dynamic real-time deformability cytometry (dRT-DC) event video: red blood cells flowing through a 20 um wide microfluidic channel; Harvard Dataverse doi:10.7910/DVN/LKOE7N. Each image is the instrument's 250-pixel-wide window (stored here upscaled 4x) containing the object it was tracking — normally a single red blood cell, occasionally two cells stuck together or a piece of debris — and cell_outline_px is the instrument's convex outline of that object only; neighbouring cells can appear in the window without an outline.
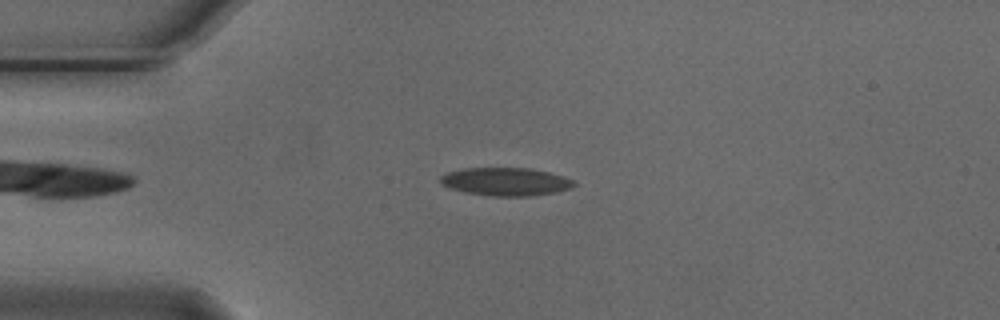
{"species": "Egyptian fruit bat (a non-hibernating species)", "species_latin": "Rousettus aegyptiacus", "temperature_condition": "cold", "stored_images_in_passage": 49, "camera_frame_rate_fps": 3000, "um_per_image_px": 0.085, "animal": {"sex": "male"}, "frame": {"image": 1, "passage_image": 8, "time_ms": 2.333, "image_size_px": [1000, 320], "cell_outline_px": [[576, 184], [572, 188], [556, 192], [532, 196], [492, 196], [464, 192], [440, 184], [440, 176], [448, 172], [464, 168], [528, 168], [548, 172], [572, 180]], "centroid_in_image_um": [42.97, 15.44], "position_along_channel_um": 42.0, "area_um2": 21.73}}
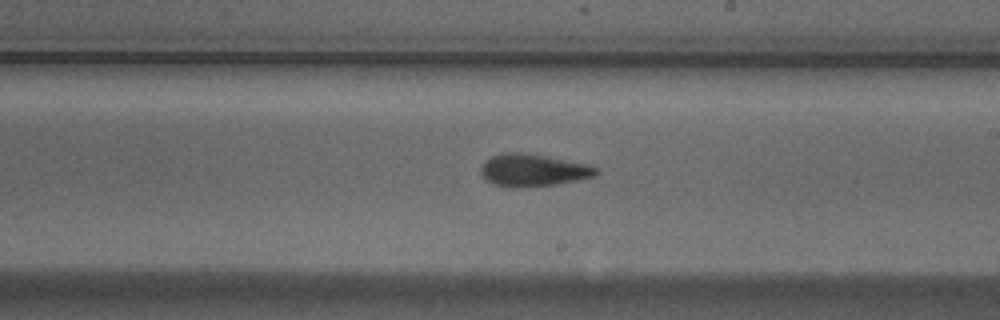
{"frame": {"image": 2, "passage_image": 26, "time_ms": 8.333, "image_size_px": [1000, 320], "cell_outline_px": [[600, 172], [596, 176], [556, 184], [524, 188], [508, 188], [492, 184], [480, 172], [480, 168], [484, 160], [492, 156], [504, 152], [520, 152], [548, 156], [584, 164], [600, 168]], "centroid_in_image_um": [45.29, 14.48], "position_along_channel_um": 243.7, "area_um2": 21.96}}
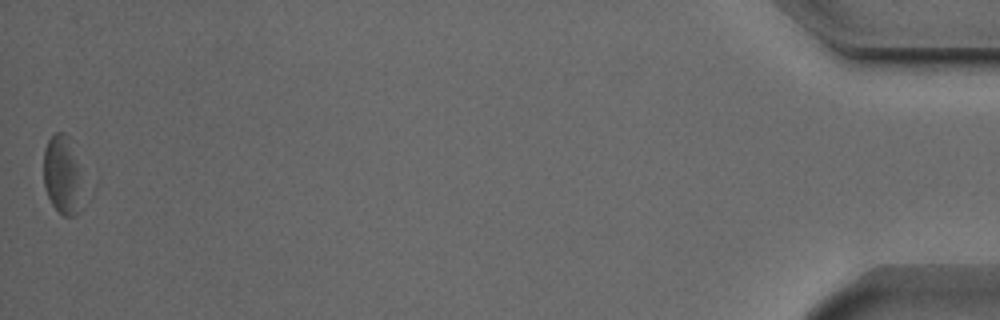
{"frame": {"image": 3, "passage_image": 49, "time_ms": 16.0, "image_size_px": [1000, 320], "cell_outline_px": [[80, 168], [76, 216], [64, 216], [52, 204], [44, 188], [44, 148], [48, 140], [56, 132], [64, 132], [68, 136]], "centroid_in_image_um": [5.23, 14.8], "position_along_channel_um": 430.0, "area_um2": 17.11}, "authors_computed_cell_mechanics": {"area_um2": 21.5594, "velocity_mm_per_s": 3.7326, "shape_relaxation_time_tau1_ms": 3.7371, "shape_relaxation_time_tau2_ms": 2.6754, "deformation_change_tau1": 0.1106, "deformation_change_tau2": 0.0816}}